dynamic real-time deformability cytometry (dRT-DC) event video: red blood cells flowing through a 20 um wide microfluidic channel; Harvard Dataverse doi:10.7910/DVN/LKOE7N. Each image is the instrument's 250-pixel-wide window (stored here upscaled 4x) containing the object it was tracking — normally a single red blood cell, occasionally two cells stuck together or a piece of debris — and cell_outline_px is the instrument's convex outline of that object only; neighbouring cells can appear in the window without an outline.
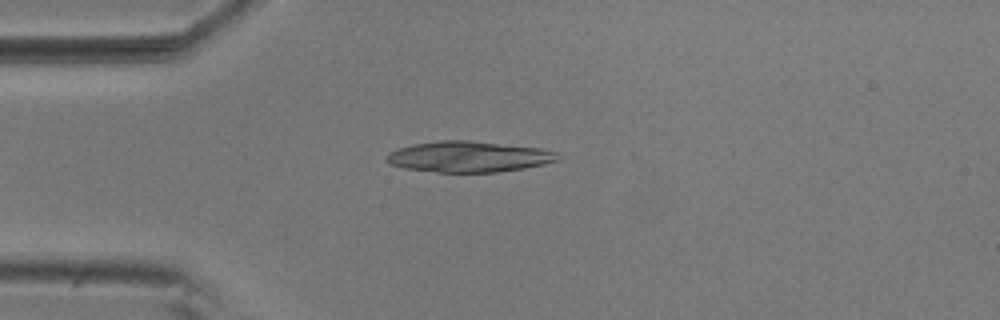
{"species": "common noctule bat (a hibernating species)", "species_latin": "Nyctalus noctula", "temperature_condition": "room temperature", "stored_images_in_passage": 2, "camera_frame_rate_fps": 3000, "um_per_image_px": 0.085, "animal": {"sex": "male", "body_mass_g": 20.5, "forearm_length_mm": 52.5}, "frame": {"image": 1, "passage_image": 1, "time_ms": 0.0, "image_size_px": [1000, 320], "cell_outline_px": [[560, 160], [544, 164], [524, 168], [496, 172], [436, 172], [404, 168], [392, 164], [384, 160], [388, 152], [396, 148], [412, 144], [440, 140], [468, 140], [544, 148], [556, 152], [560, 156]], "centroid_in_image_um": [39.84, 13.31], "position_along_channel_um": 45.2, "area_um2": 31.1}}